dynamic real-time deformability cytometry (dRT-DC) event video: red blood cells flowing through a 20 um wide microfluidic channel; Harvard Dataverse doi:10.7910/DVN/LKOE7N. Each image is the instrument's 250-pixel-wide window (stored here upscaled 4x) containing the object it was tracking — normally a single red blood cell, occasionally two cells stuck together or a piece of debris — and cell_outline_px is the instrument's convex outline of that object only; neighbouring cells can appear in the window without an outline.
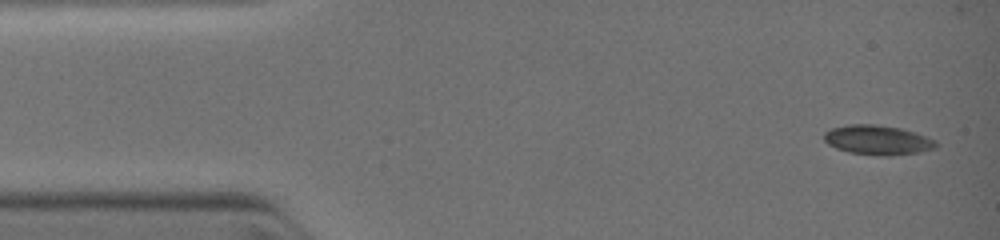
{"species": "common noctule bat (a hibernating species)", "species_latin": "Nyctalus noctula", "temperature_condition": "warm", "stored_images_in_passage": 4, "camera_frame_rate_fps": 3000, "um_per_image_px": 0.085, "animal": {"sex": "female", "body_mass_g": 19.0, "forearm_length_mm": 51.5}, "frame": {"image": 1, "passage_image": 1, "time_ms": 0.0, "image_size_px": [1000, 240], "cell_outline_px": [[936, 148], [920, 152], [852, 152], [836, 148], [828, 144], [824, 140], [824, 132], [832, 128], [848, 124], [876, 124], [900, 128], [936, 140]], "centroid_in_image_um": [74.54, 11.83], "position_along_channel_um": 10.5, "area_um2": 18.03}}
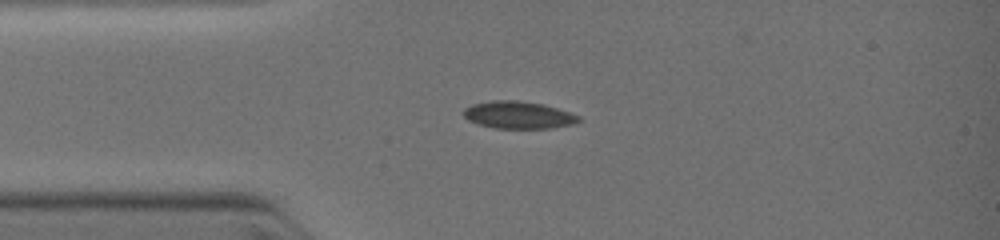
{"frame": {"image": 2, "passage_image": 3, "time_ms": 2.333, "image_size_px": [1000, 240], "cell_outline_px": [[580, 120], [568, 124], [548, 128], [496, 128], [480, 124], [468, 120], [464, 116], [464, 108], [472, 104], [492, 100], [520, 100], [544, 104], [580, 116]], "centroid_in_image_um": [44.01, 9.75], "position_along_channel_um": 41.0, "area_um2": 18.03}}
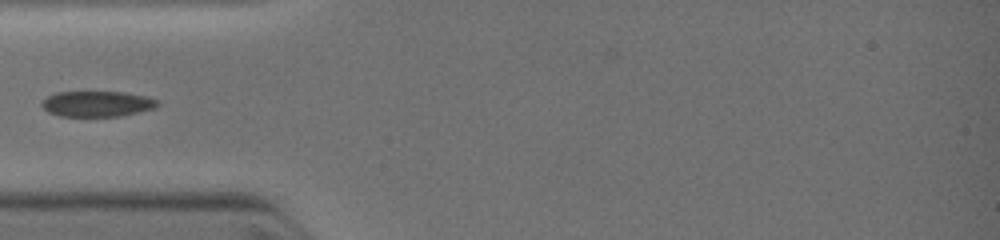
{"frame": {"image": 3, "passage_image": 4, "time_ms": 3.333, "image_size_px": [1000, 240], "cell_outline_px": [[160, 104], [152, 108], [120, 116], [60, 116], [48, 112], [40, 104], [48, 96], [56, 92], [124, 92], [148, 96], [160, 100]], "centroid_in_image_um": [8.27, 8.82], "position_along_channel_um": 76.7, "area_um2": 17.22}}